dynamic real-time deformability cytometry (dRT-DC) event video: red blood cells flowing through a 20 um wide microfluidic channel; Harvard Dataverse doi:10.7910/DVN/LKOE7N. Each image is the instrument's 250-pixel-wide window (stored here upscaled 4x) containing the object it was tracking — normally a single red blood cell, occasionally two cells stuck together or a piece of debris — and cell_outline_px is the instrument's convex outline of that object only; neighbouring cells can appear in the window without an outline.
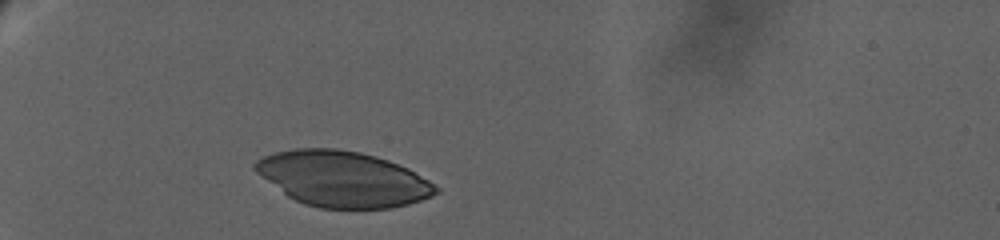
{"species": "human", "species_latin": "Homo sapiens", "temperature_condition": "warm", "stored_images_in_passage": 6, "camera_frame_rate_fps": 3000, "um_per_image_px": 0.085, "donor": {"sex": "female"}, "frame": {"image": 1, "passage_image": 1, "time_ms": 0.0, "image_size_px": [1000, 240], "cell_outline_px": [[440, 192], [432, 196], [408, 204], [392, 208], [320, 208], [304, 204], [288, 196], [256, 172], [252, 168], [252, 164], [256, 160], [264, 156], [276, 152], [296, 148], [336, 148], [360, 152], [376, 156], [388, 160], [408, 168], [428, 180], [440, 188]], "centroid_in_image_um": [29.14, 15.2], "position_along_channel_um": 55.9, "area_um2": 58.38}}